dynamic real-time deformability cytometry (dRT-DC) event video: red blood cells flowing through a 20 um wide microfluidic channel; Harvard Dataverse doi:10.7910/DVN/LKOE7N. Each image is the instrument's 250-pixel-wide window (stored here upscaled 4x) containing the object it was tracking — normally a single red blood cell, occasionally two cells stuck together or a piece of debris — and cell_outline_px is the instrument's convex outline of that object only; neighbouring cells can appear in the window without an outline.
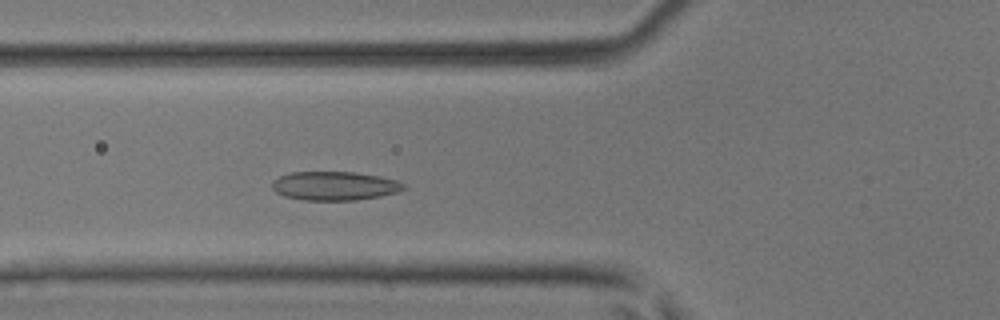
{"species": "common noctule bat (a hibernating species)", "species_latin": "Nyctalus noctula", "temperature_condition": "room temperature", "stored_images_in_passage": 4, "camera_frame_rate_fps": 3000, "um_per_image_px": 0.085, "animal": {"sex": "male", "body_mass_g": 17.9, "forearm_length_mm": 54.2}, "frame": {"image": 1, "passage_image": 4, "time_ms": 3.333, "image_size_px": [1000, 320], "cell_outline_px": [[404, 188], [400, 192], [380, 196], [356, 200], [304, 200], [284, 196], [276, 192], [272, 188], [272, 180], [280, 176], [292, 172], [356, 172], [380, 176], [396, 180], [404, 184]], "centroid_in_image_um": [28.44, 15.8], "position_along_channel_um": 97.4, "area_um2": 22.14}}